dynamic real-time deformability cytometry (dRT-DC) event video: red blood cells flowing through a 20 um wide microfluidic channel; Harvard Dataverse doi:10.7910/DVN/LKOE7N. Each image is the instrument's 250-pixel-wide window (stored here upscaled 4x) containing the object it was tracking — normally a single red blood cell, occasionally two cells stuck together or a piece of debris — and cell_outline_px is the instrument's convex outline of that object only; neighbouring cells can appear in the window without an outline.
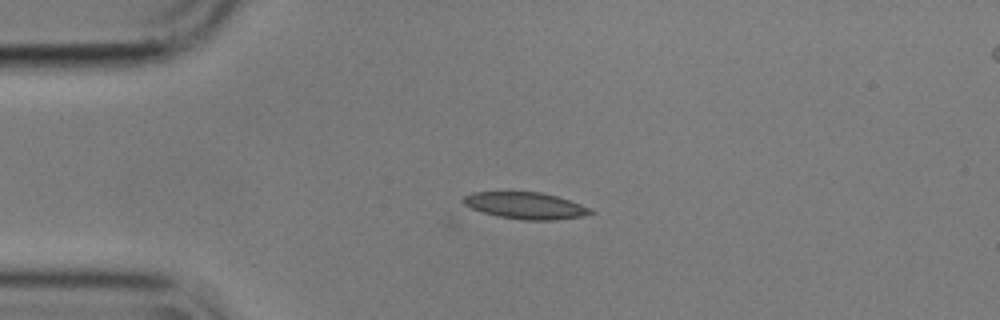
{"species": "common noctule bat (a hibernating species)", "species_latin": "Nyctalus noctula", "temperature_condition": "cold", "stored_images_in_passage": 4, "camera_frame_rate_fps": 3000, "um_per_image_px": 0.085, "animal": {"sex": "male", "body_mass_g": 17.9}, "frame": {"image": 1, "passage_image": 1, "time_ms": 0.0, "image_size_px": [1000, 320], "cell_outline_px": [[596, 212], [580, 216], [556, 220], [524, 220], [496, 216], [472, 208], [464, 204], [460, 200], [464, 196], [472, 192], [540, 192], [556, 196], [592, 208]], "centroid_in_image_um": [44.66, 17.48], "position_along_channel_um": 40.3, "area_um2": 19.71}}